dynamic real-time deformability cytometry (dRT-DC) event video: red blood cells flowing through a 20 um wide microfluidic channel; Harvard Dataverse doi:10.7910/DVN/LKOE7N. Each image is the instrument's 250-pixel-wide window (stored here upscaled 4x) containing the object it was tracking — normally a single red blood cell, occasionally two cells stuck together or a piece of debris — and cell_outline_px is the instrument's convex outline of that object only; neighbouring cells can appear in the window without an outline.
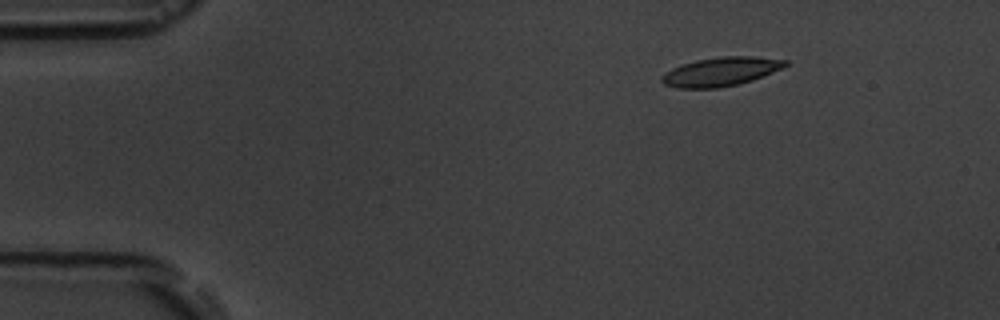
{"species": "common noctule bat (a hibernating species)", "species_latin": "Nyctalus noctula", "temperature_condition": "room temperature", "stored_images_in_passage": 6, "segment_of_instrument_passage": [2, 2], "camera_frame_rate_fps": 3000, "um_per_image_px": 0.085, "animal": {"sex": "male", "body_mass_g": 19.5, "forearm_length_mm": 54.6}, "frame": {"image": 1, "passage_image": 6, "time_ms": 6.333, "image_size_px": [1000, 320], "cell_outline_px": [[788, 64], [784, 68], [752, 80], [720, 88], [676, 88], [664, 84], [660, 80], [660, 76], [664, 72], [672, 68], [696, 60], [720, 56], [752, 56], [788, 60]], "centroid_in_image_um": [61.26, 6.09], "position_along_channel_um": 23.7, "area_um2": 20.87}}